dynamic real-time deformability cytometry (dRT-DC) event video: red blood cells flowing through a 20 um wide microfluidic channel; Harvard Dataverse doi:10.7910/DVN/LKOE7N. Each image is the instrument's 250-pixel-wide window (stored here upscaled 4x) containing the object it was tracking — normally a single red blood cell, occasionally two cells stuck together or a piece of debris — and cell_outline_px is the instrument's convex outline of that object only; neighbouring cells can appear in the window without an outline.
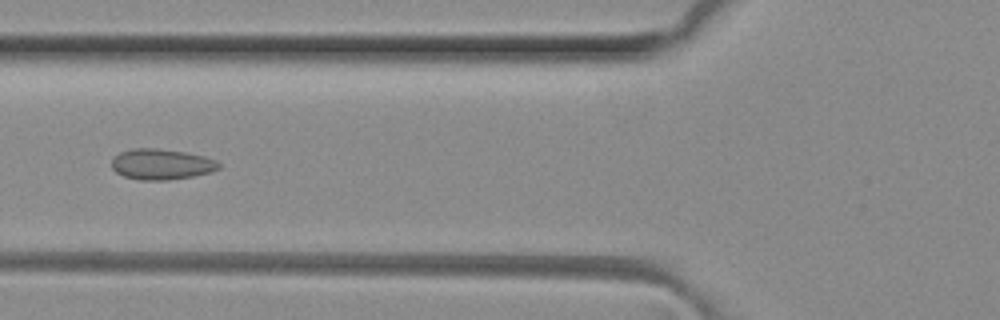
{"species": "common noctule bat (a hibernating species)", "species_latin": "Nyctalus noctula", "temperature_condition": "room temperature", "stored_images_in_passage": 35, "camera_frame_rate_fps": 3000, "um_per_image_px": 0.085, "animal": {"sex": "female", "body_mass_g": 29.2, "forearm_length_mm": 56.3}, "frame": {"image": 1, "passage_image": 6, "time_ms": 1.667, "image_size_px": [1000, 320], "cell_outline_px": [[220, 168], [212, 172], [192, 176], [168, 180], [140, 180], [124, 176], [116, 172], [112, 168], [112, 160], [120, 152], [132, 148], [156, 148], [184, 152], [204, 156], [216, 160], [220, 164]], "centroid_in_image_um": [13.73, 13.96], "position_along_channel_um": 112.1, "area_um2": 19.13}}
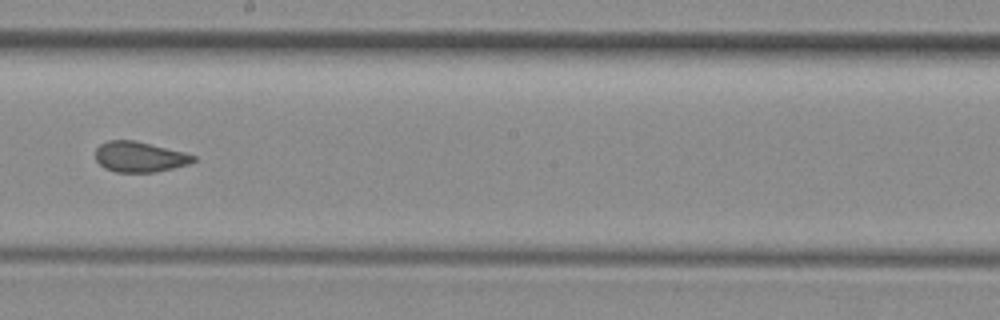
{"frame": {"image": 2, "passage_image": 15, "time_ms": 4.667, "image_size_px": [1000, 320], "cell_outline_px": [[196, 160], [188, 164], [156, 172], [116, 172], [104, 168], [96, 160], [96, 148], [100, 144], [108, 140], [136, 140], [184, 152], [196, 156]], "centroid_in_image_um": [11.85, 13.32], "position_along_channel_um": 236.3, "area_um2": 17.4}}
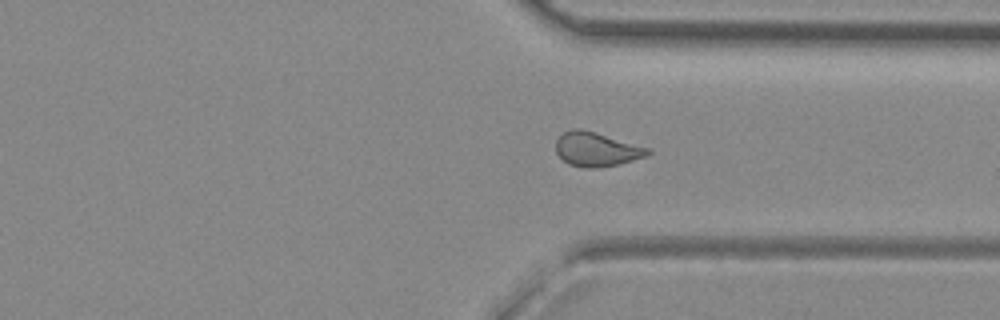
{"frame": {"image": 3, "passage_image": 24, "time_ms": 7.667, "image_size_px": [1000, 320], "cell_outline_px": [[652, 152], [648, 156], [620, 164], [596, 168], [584, 168], [568, 164], [556, 152], [556, 140], [564, 132], [572, 128], [580, 128], [596, 132], [652, 148]], "centroid_in_image_um": [50.75, 12.69], "position_along_channel_um": 360.6, "area_um2": 18.61}, "authors_computed_cell_mechanics": {"area_um2": 17.918, "velocity_mm_per_s": 4.1517, "shape_relaxation_time_tau1_ms": null, "shape_relaxation_time_tau2_ms": 1.3146, "deformation_change_tau1": null, "deformation_change_tau2": 0.0553}}